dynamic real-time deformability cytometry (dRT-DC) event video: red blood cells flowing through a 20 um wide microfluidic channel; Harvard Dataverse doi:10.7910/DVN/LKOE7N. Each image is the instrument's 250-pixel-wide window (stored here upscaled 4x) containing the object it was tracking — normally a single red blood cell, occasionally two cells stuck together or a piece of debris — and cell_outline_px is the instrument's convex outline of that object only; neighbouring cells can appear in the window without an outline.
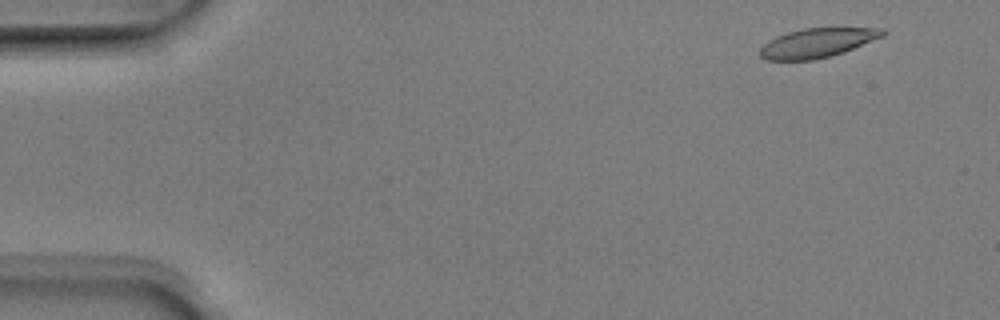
{"species": "Egyptian fruit bat (a non-hibernating species)", "species_latin": "Rousettus aegyptiacus", "temperature_condition": "room temperature", "stored_images_in_passage": 3, "camera_frame_rate_fps": 3000, "um_per_image_px": 0.085, "animal": {"sex": "male"}, "frame": {"image": 1, "passage_image": 1, "time_ms": 0.0, "image_size_px": [1000, 320], "cell_outline_px": [[888, 32], [884, 36], [844, 52], [832, 56], [812, 60], [764, 60], [760, 56], [760, 48], [768, 40], [776, 36], [788, 32], [804, 28], [884, 28]], "centroid_in_image_um": [69.48, 3.65], "position_along_channel_um": 15.5, "area_um2": 21.04}}